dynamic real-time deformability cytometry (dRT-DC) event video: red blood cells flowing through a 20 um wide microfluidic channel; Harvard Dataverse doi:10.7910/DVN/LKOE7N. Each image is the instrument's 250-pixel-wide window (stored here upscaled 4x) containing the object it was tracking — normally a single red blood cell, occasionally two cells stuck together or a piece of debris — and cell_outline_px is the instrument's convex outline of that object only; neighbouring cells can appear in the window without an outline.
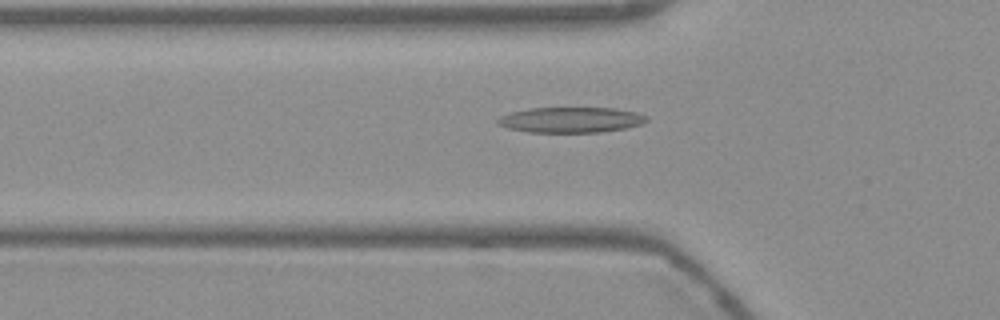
{"species": "Egyptian fruit bat (a non-hibernating species)", "species_latin": "Rousettus aegyptiacus", "temperature_condition": "warm", "stored_images_in_passage": 54, "camera_frame_rate_fps": 3000, "um_per_image_px": 0.085, "frame": {"image": 1, "passage_image": 18, "time_ms": 5.667, "image_size_px": [1000, 320], "cell_outline_px": [[648, 120], [640, 124], [624, 128], [600, 132], [528, 132], [508, 128], [496, 124], [496, 120], [500, 116], [512, 112], [528, 108], [616, 108], [636, 112], [648, 116]], "centroid_in_image_um": [48.5, 10.18], "position_along_channel_um": 77.3, "area_um2": 22.08}}
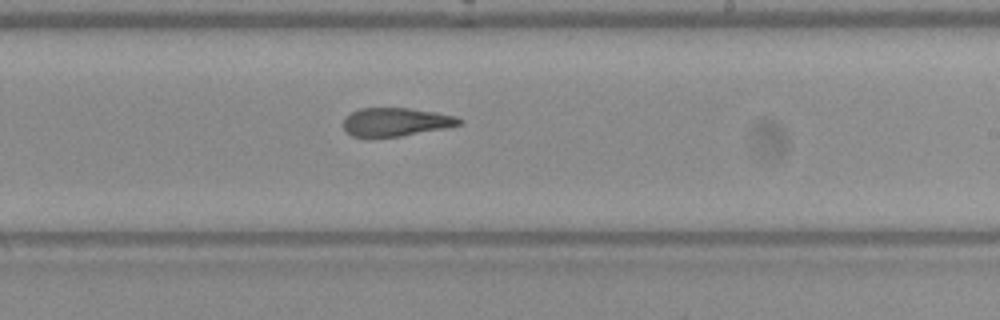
{"frame": {"image": 2, "passage_image": 32, "time_ms": 10.333, "image_size_px": [1000, 320], "cell_outline_px": [[464, 124], [448, 128], [400, 136], [352, 136], [344, 132], [344, 120], [352, 112], [360, 108], [408, 108], [436, 112], [456, 116], [464, 120]], "centroid_in_image_um": [33.72, 10.36], "position_along_channel_um": 255.3, "area_um2": 19.19}}
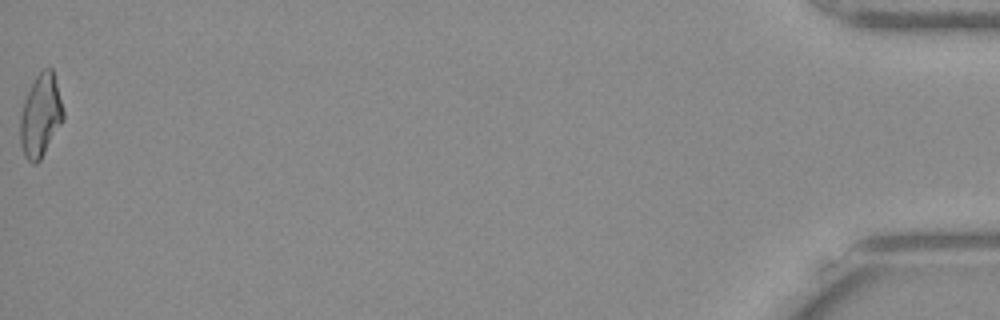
{"frame": {"image": 3, "passage_image": 54, "time_ms": 17.667, "image_size_px": [1000, 320], "cell_outline_px": [[64, 120], [40, 160], [36, 164], [32, 164], [24, 156], [20, 144], [20, 116], [24, 100], [36, 76], [44, 68], [52, 68], [64, 112]], "centroid_in_image_um": [3.44, 9.87], "position_along_channel_um": 431.8, "area_um2": 20.63}, "authors_computed_cell_mechanics": {"area_um2": 20.5768, "velocity_mm_per_s": 3.7912, "shape_relaxation_time_tau1_ms": null, "shape_relaxation_time_tau2_ms": 2.8662, "deformation_change_tau1": null, "deformation_change_tau2": 0.1313}}